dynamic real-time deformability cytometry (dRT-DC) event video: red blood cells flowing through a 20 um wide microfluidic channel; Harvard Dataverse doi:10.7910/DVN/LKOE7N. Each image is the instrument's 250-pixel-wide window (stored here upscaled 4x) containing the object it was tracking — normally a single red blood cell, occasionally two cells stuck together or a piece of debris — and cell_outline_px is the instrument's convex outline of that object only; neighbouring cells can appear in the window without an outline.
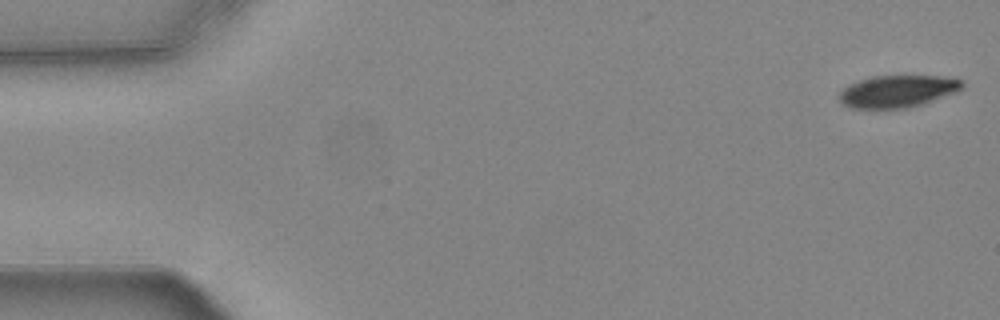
{"species": "common noctule bat (a hibernating species)", "species_latin": "Nyctalus noctula", "temperature_condition": "warm", "stored_images_in_passage": 54, "camera_frame_rate_fps": 3000, "um_per_image_px": 0.085, "animal": {"sex": "female", "body_mass_g": 24.6, "forearm_length_mm": 56.2}, "frame": {"image": 1, "passage_image": 1, "time_ms": 0.0, "image_size_px": [1000, 320], "cell_outline_px": [[964, 84], [956, 92], [908, 108], [852, 108], [844, 104], [840, 100], [840, 92], [844, 88], [860, 80], [872, 76], [940, 76], [960, 80]], "centroid_in_image_um": [76.28, 7.76], "position_along_channel_um": 8.7, "area_um2": 22.48}}
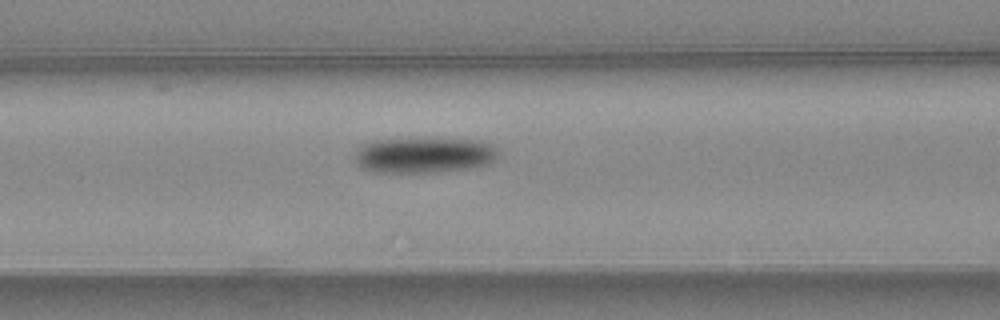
{"frame": {"image": 2, "passage_image": 22, "time_ms": 7.0, "image_size_px": [1000, 320], "cell_outline_px": [[496, 160], [488, 164], [468, 168], [432, 172], [376, 172], [364, 168], [352, 156], [364, 144], [372, 140], [480, 140], [496, 148]], "centroid_in_image_um": [36.03, 13.2], "position_along_channel_um": 130.6, "area_um2": 28.84}}
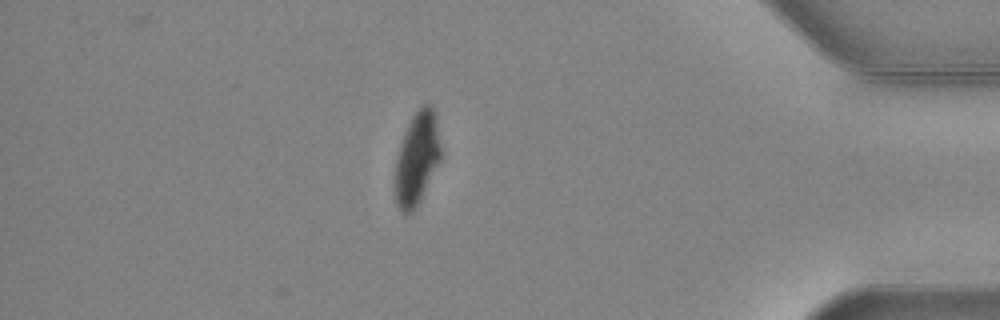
{"frame": {"image": 3, "passage_image": 47, "time_ms": 15.333, "image_size_px": [1000, 320], "cell_outline_px": [[440, 160], [416, 208], [412, 212], [404, 216], [400, 212], [396, 204], [396, 160], [400, 144], [404, 132], [412, 116], [424, 104], [432, 104], [440, 144]], "centroid_in_image_um": [35.42, 13.51], "position_along_channel_um": 399.8, "area_um2": 24.28}, "authors_computed_cell_mechanics": {"area_um2": 27.744, "velocity_mm_per_s": 3.7292, "shape_relaxation_time_tau1_ms": 3.0269, "shape_relaxation_time_tau2_ms": null, "deformation_change_tau1": 0.1166, "deformation_change_tau2": null}}